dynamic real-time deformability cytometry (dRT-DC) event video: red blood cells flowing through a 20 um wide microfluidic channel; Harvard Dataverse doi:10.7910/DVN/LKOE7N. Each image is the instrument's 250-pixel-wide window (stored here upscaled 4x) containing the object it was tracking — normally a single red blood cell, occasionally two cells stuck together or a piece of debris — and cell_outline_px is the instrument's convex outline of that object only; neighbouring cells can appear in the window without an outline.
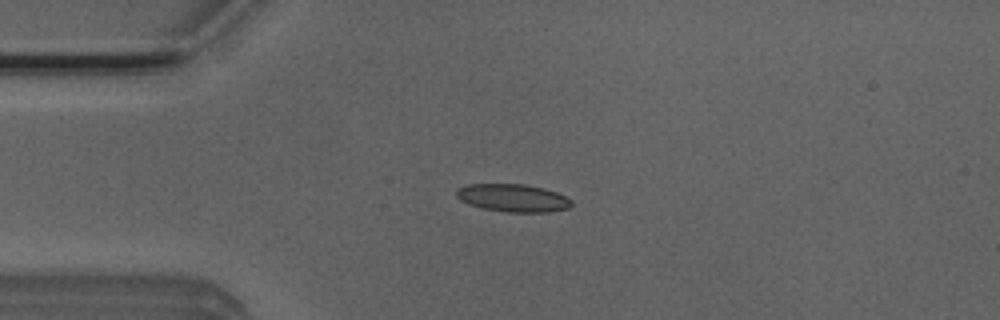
{"species": "Egyptian fruit bat (a non-hibernating species)", "species_latin": "Rousettus aegyptiacus", "temperature_condition": "room temperature", "stored_images_in_passage": 42, "camera_frame_rate_fps": 3000, "um_per_image_px": 0.085, "animal": {"sex": "male"}, "frame": {"image": 1, "passage_image": 2, "time_ms": 0.333, "image_size_px": [1000, 320], "cell_outline_px": [[572, 204], [568, 208], [548, 212], [504, 212], [484, 208], [468, 204], [460, 200], [456, 196], [456, 188], [468, 184], [524, 184], [544, 188], [556, 192], [572, 200]], "centroid_in_image_um": [43.58, 16.82], "position_along_channel_um": 41.4, "area_um2": 18.67}}
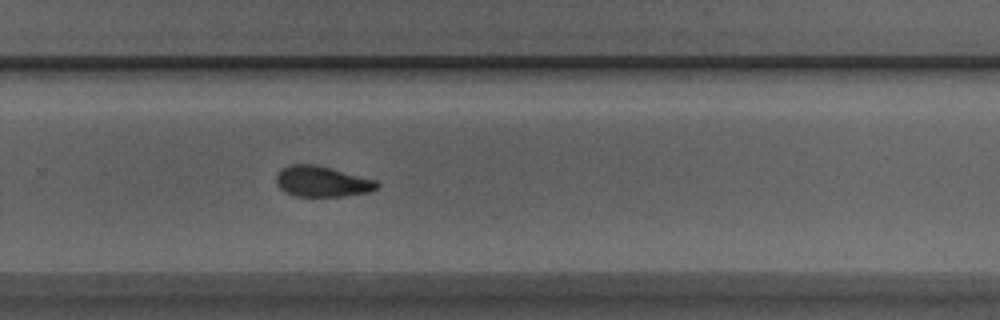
{"frame": {"image": 2, "passage_image": 24, "time_ms": 7.667, "image_size_px": [1000, 320], "cell_outline_px": [[380, 188], [372, 192], [344, 196], [296, 196], [284, 192], [276, 184], [276, 176], [288, 164], [316, 164], [376, 180], [380, 184]], "centroid_in_image_um": [27.41, 15.43], "position_along_channel_um": 302.4, "area_um2": 18.15}}
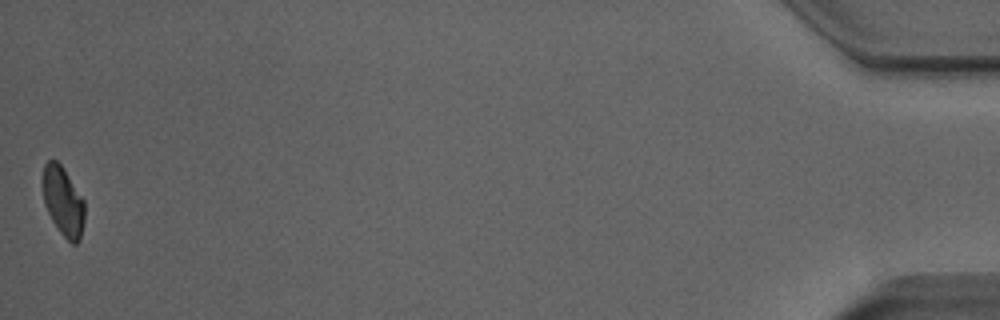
{"frame": {"image": 3, "passage_image": 42, "time_ms": 13.667, "image_size_px": [1000, 320], "cell_outline_px": [[84, 220], [80, 240], [76, 244], [72, 244], [60, 232], [52, 220], [44, 204], [44, 164], [48, 160], [56, 160], [64, 168], [84, 200]], "centroid_in_image_um": [5.39, 17.13], "position_along_channel_um": 429.8, "area_um2": 16.65}, "authors_computed_cell_mechanics": {"area_um2": 18.2937, "velocity_mm_per_s": 3.8523, "shape_relaxation_time_tau1_ms": 4.365, "shape_relaxation_time_tau2_ms": 3.1924, "deformation_change_tau1": 0.1406, "deformation_change_tau2": 0.1069}}